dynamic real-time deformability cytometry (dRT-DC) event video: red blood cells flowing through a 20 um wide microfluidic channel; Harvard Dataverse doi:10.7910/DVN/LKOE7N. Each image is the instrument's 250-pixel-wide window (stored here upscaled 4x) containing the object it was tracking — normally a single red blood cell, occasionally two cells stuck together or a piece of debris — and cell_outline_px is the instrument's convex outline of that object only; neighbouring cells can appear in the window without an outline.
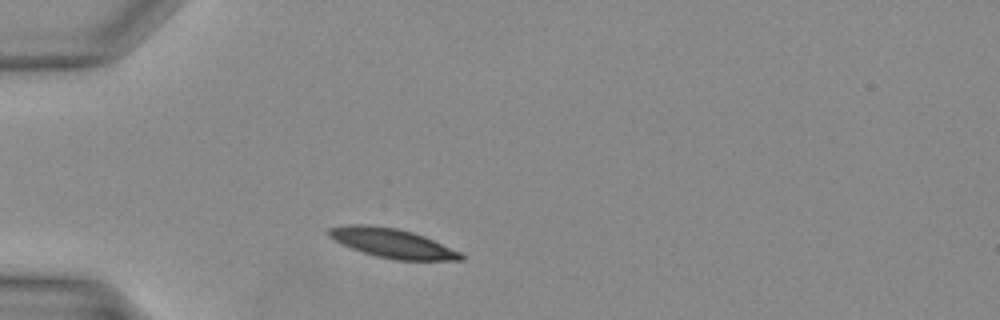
{"species": "Egyptian fruit bat (a non-hibernating species)", "species_latin": "Rousettus aegyptiacus", "temperature_condition": "warm", "stored_images_in_passage": 31, "camera_frame_rate_fps": 3000, "um_per_image_px": 0.085, "animal": {"sex": "female"}, "frame": {"image": 1, "passage_image": 3, "time_ms": 0.667, "image_size_px": [1000, 320], "cell_outline_px": [[464, 260], [396, 260], [376, 256], [352, 248], [328, 236], [328, 228], [348, 224], [364, 224], [396, 228], [412, 232], [424, 236], [460, 252], [464, 256]], "centroid_in_image_um": [33.35, 20.66], "position_along_channel_um": 51.7, "area_um2": 22.2}}
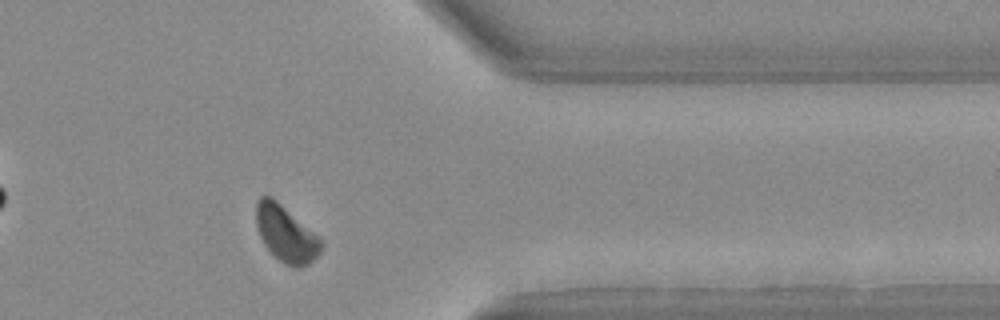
{"frame": {"image": 2, "passage_image": 24, "time_ms": 7.667, "image_size_px": [1000, 320], "cell_outline_px": [[324, 244], [320, 252], [308, 264], [300, 268], [292, 268], [284, 264], [264, 244], [260, 236], [256, 224], [256, 200], [260, 196], [272, 196], [320, 236], [324, 240]], "centroid_in_image_um": [24.33, 19.86], "position_along_channel_um": 387.1, "area_um2": 21.56}}
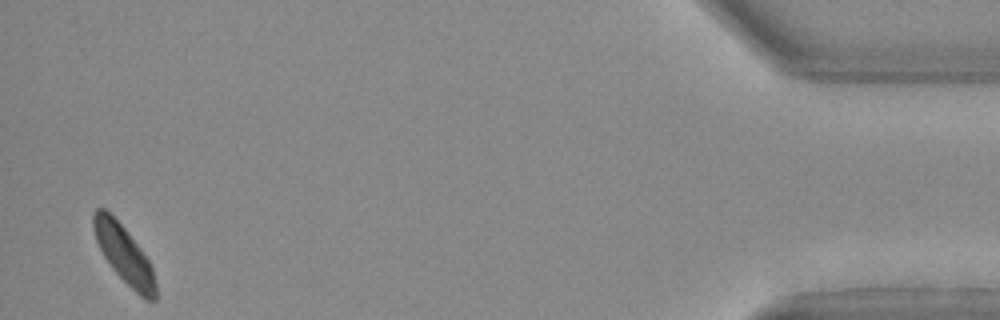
{"frame": {"image": 3, "passage_image": 30, "time_ms": 9.667, "image_size_px": [1000, 320], "cell_outline_px": [[156, 300], [144, 300], [112, 268], [104, 256], [96, 240], [92, 228], [92, 216], [96, 208], [104, 208], [124, 228], [140, 248], [148, 260], [152, 268], [156, 284]], "centroid_in_image_um": [10.53, 21.62], "position_along_channel_um": 424.7, "area_um2": 20.46}}